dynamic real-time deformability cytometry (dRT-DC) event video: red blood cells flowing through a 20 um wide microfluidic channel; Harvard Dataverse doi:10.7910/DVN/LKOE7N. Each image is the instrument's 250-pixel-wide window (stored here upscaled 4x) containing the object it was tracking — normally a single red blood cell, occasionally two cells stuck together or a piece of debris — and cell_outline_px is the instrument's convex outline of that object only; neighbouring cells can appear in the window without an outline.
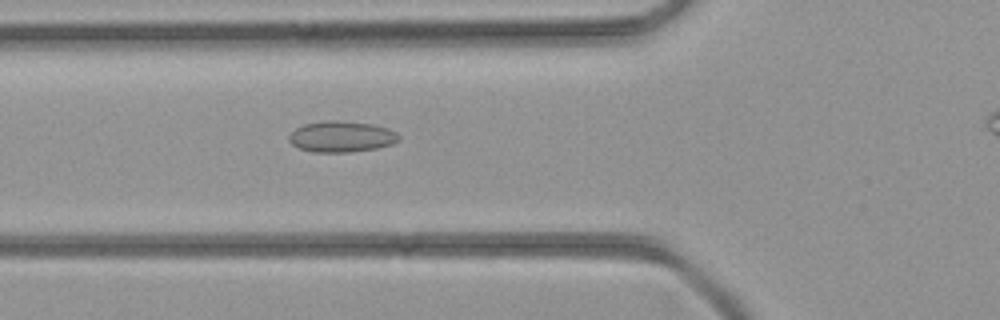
{"species": "common noctule bat (a hibernating species)", "species_latin": "Nyctalus noctula", "temperature_condition": "room temperature", "stored_images_in_passage": 32, "camera_frame_rate_fps": 3000, "um_per_image_px": 0.085, "animal": {"sex": "female", "body_mass_g": 21.9}, "frame": {"image": 1, "passage_image": 10, "time_ms": 3.0, "image_size_px": [1000, 320], "cell_outline_px": [[400, 140], [392, 144], [376, 148], [348, 152], [312, 152], [300, 148], [292, 144], [288, 140], [288, 136], [296, 128], [304, 124], [328, 120], [336, 120], [372, 124], [388, 128], [396, 132], [400, 136]], "centroid_in_image_um": [29.03, 11.61], "position_along_channel_um": 96.8, "area_um2": 19.83}}
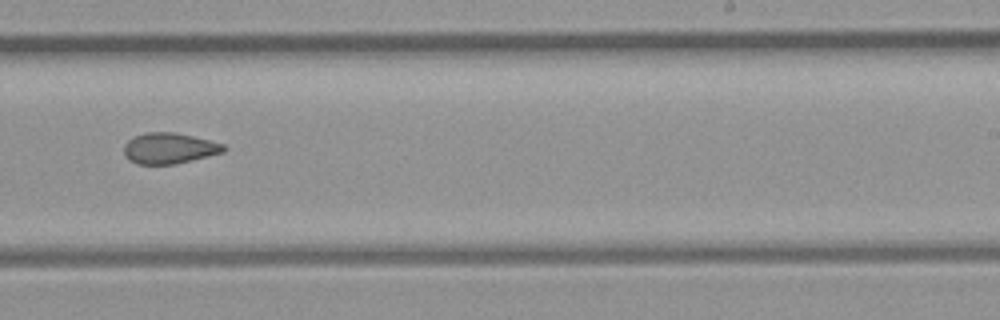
{"frame": {"image": 2, "passage_image": 21, "time_ms": 6.667, "image_size_px": [1000, 320], "cell_outline_px": [[228, 148], [224, 152], [176, 164], [136, 164], [128, 160], [124, 152], [124, 144], [128, 140], [136, 136], [148, 132], [172, 132], [192, 136], [224, 144]], "centroid_in_image_um": [14.38, 12.61], "position_along_channel_um": 274.6, "area_um2": 17.86}}
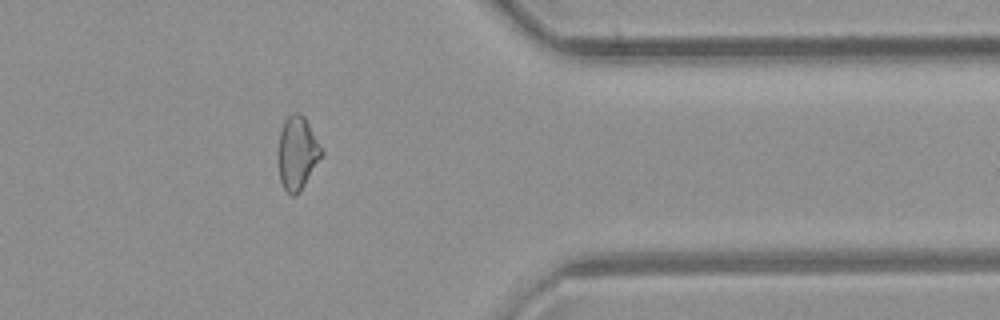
{"frame": {"image": 3, "passage_image": 29, "time_ms": 9.333, "image_size_px": [1000, 320], "cell_outline_px": [[324, 152], [300, 192], [296, 196], [292, 196], [284, 188], [280, 180], [276, 156], [276, 152], [280, 132], [284, 120], [292, 112], [300, 112], [304, 116]], "centroid_in_image_um": [25.23, 13.0], "position_along_channel_um": 386.2, "area_um2": 18.79}}